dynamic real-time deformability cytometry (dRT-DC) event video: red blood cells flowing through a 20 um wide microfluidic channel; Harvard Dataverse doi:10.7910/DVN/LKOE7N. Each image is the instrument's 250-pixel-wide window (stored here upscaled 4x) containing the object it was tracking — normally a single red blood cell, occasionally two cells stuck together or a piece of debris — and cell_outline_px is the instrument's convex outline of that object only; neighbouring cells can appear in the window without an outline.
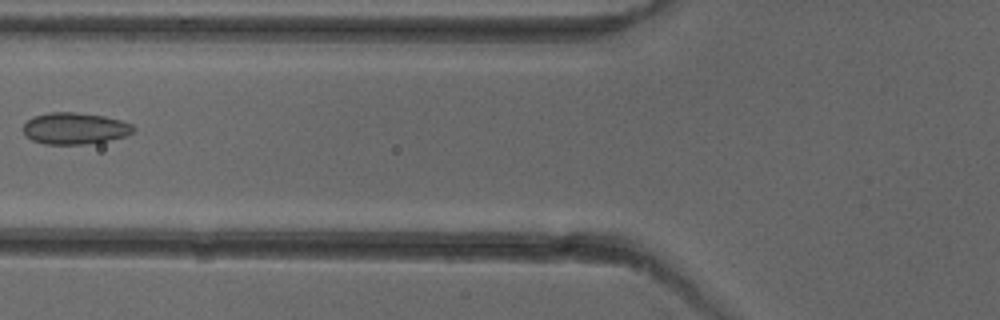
{"species": "common noctule bat (a hibernating species)", "species_latin": "Nyctalus noctula", "temperature_condition": "cold", "stored_images_in_passage": 5, "camera_frame_rate_fps": 3000, "um_per_image_px": 0.085, "animal": {"sex": "female"}, "frame": {"image": 1, "passage_image": 4, "time_ms": 3.667, "image_size_px": [1000, 320], "cell_outline_px": [[136, 128], [132, 132], [124, 136], [108, 140], [84, 144], [44, 144], [32, 140], [24, 132], [24, 124], [28, 120], [36, 116], [48, 112], [76, 112], [104, 116], [120, 120], [132, 124]], "centroid_in_image_um": [6.37, 10.91], "position_along_channel_um": 119.4, "area_um2": 20.06}}
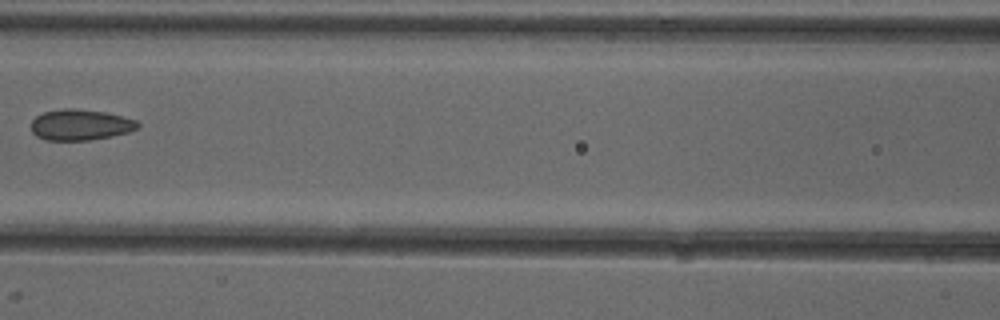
{"frame": {"image": 2, "passage_image": 5, "time_ms": 4.667, "image_size_px": [1000, 320], "cell_outline_px": [[140, 128], [128, 132], [112, 136], [88, 140], [44, 140], [36, 136], [32, 132], [32, 120], [36, 116], [44, 112], [64, 108], [76, 108], [104, 112], [136, 120], [140, 124]], "centroid_in_image_um": [6.83, 10.61], "position_along_channel_um": 159.8, "area_um2": 19.19}}